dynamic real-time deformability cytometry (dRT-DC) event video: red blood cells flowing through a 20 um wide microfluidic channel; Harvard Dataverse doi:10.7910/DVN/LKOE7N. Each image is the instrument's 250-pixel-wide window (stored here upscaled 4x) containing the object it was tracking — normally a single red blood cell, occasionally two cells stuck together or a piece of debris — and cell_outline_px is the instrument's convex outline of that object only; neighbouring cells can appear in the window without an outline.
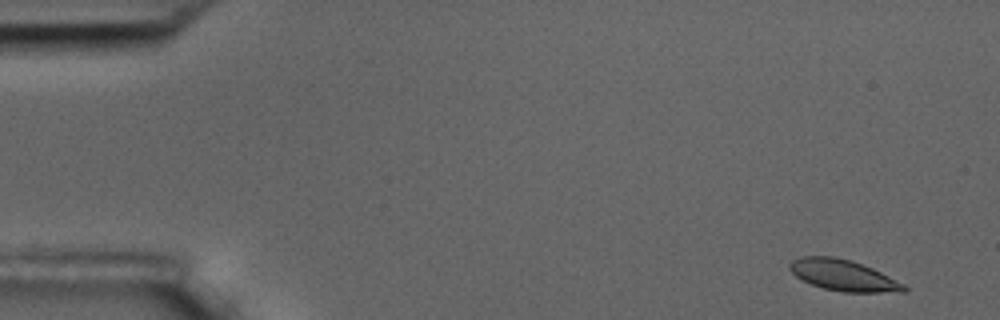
{"species": "common noctule bat (a hibernating species)", "species_latin": "Nyctalus noctula", "temperature_condition": "room temperature", "stored_images_in_passage": 4, "camera_frame_rate_fps": 3000, "um_per_image_px": 0.085, "animal": {"sex": "male", "body_mass_g": 17.5, "forearm_length_mm": 52.3}, "frame": {"image": 1, "passage_image": 1, "time_ms": 0.0, "image_size_px": [1000, 320], "cell_outline_px": [[908, 288], [904, 292], [840, 292], [824, 288], [812, 284], [796, 276], [788, 268], [788, 264], [792, 260], [800, 256], [832, 256], [852, 260], [872, 268], [904, 284]], "centroid_in_image_um": [71.66, 23.39], "position_along_channel_um": 13.3, "area_um2": 20.63}}
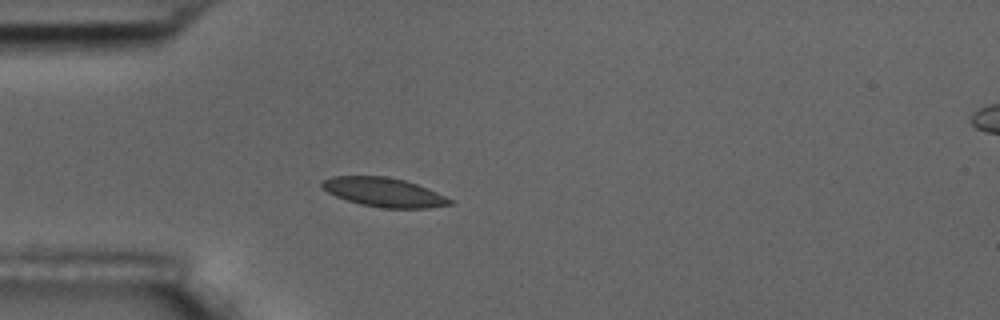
{"frame": {"image": 2, "passage_image": 4, "time_ms": 4.333, "image_size_px": [1000, 320], "cell_outline_px": [[452, 204], [428, 208], [384, 208], [360, 204], [336, 196], [328, 192], [320, 184], [320, 180], [332, 176], [384, 176], [404, 180], [416, 184], [436, 192], [452, 200]], "centroid_in_image_um": [32.59, 16.33], "position_along_channel_um": 52.4, "area_um2": 21.44}}